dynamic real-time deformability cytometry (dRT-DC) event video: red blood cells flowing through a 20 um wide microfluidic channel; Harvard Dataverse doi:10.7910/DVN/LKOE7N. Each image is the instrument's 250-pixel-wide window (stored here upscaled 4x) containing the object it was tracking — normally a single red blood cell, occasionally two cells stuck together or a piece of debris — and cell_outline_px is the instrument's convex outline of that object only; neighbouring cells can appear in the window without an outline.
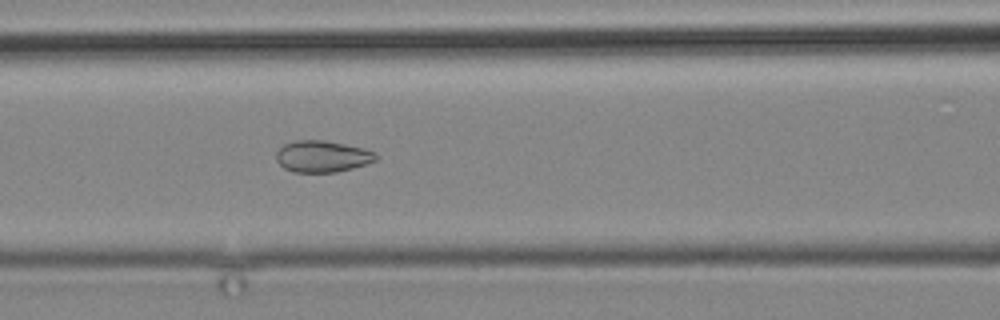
{"species": "common noctule bat (a hibernating species)", "species_latin": "Nyctalus noctula", "temperature_condition": "cold", "stored_images_in_passage": 4, "camera_frame_rate_fps": 3000, "um_per_image_px": 0.085, "animal": {"sex": "male", "body_mass_g": 19.2, "forearm_length_mm": 51.8}, "frame": {"image": 1, "passage_image": 4, "time_ms": 4.333, "image_size_px": [1000, 320], "cell_outline_px": [[380, 156], [376, 160], [368, 164], [336, 172], [292, 172], [284, 168], [276, 160], [276, 152], [284, 144], [292, 140], [324, 140], [364, 148], [376, 152]], "centroid_in_image_um": [27.41, 13.29], "position_along_channel_um": 139.2, "area_um2": 18.55}}